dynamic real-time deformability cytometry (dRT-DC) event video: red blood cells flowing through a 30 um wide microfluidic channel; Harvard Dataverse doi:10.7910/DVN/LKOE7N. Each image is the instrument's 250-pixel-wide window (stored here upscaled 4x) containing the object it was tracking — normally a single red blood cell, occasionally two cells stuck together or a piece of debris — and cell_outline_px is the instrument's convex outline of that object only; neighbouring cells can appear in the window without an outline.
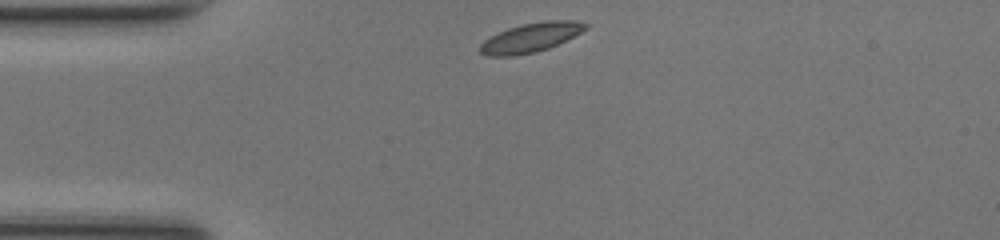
{"species": "common noctule bat (a hibernating species)", "species_latin": "Nyctalus noctula", "temperature_condition": "room temperature", "stored_images_in_passage": 31, "camera_frame_rate_fps": 3000, "um_per_image_px": 0.085, "animal": {"sex": "female", "body_mass_g": 17.0, "forearm_length_mm": 48.0}, "frame": {"image": 1, "passage_image": 1, "time_ms": 0.0, "image_size_px": [1000, 240], "cell_outline_px": [[588, 28], [548, 48], [536, 52], [512, 56], [488, 56], [480, 52], [480, 44], [484, 40], [508, 28], [524, 24], [544, 20], [576, 20], [588, 24]], "centroid_in_image_um": [45.11, 3.19], "position_along_channel_um": 39.9, "area_um2": 17.69}}
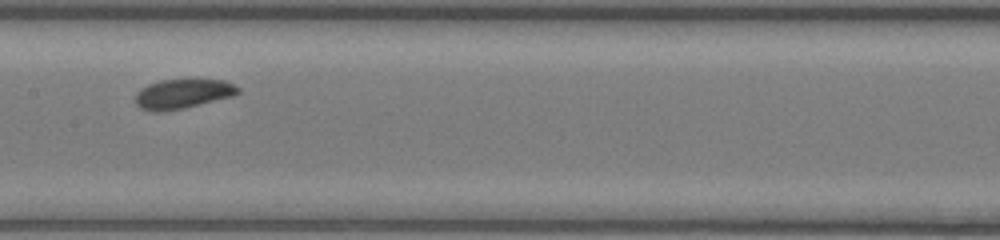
{"frame": {"image": 2, "passage_image": 14, "time_ms": 4.333, "image_size_px": [1000, 240], "cell_outline_px": [[240, 92], [232, 96], [184, 108], [160, 112], [152, 112], [140, 108], [136, 104], [136, 92], [140, 88], [148, 84], [160, 80], [224, 80], [240, 88]], "centroid_in_image_um": [15.49, 7.98], "position_along_channel_um": 191.9, "area_um2": 17.57}}
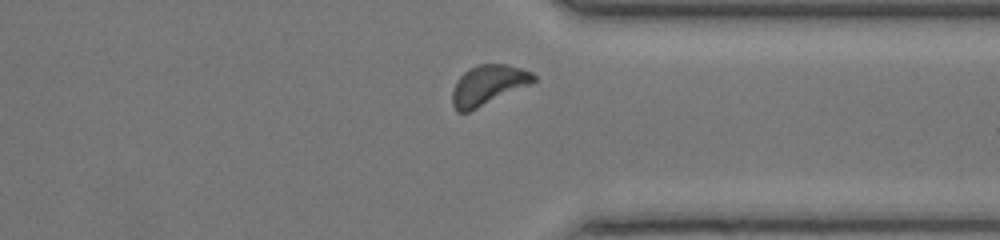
{"frame": {"image": 3, "passage_image": 27, "time_ms": 8.667, "image_size_px": [1000, 240], "cell_outline_px": [[536, 80], [532, 84], [468, 112], [456, 112], [452, 104], [452, 92], [456, 80], [468, 68], [480, 64], [508, 64], [532, 72], [536, 76]], "centroid_in_image_um": [41.49, 7.23], "position_along_channel_um": 369.9, "area_um2": 19.02}, "authors_computed_cell_mechanics": {"area_um2": 17.8024, "velocity_mm_per_s": 4.157, "shape_relaxation_time_tau1_ms": 1.7227, "shape_relaxation_time_tau2_ms": 6.3764, "deformation_change_tau1": 0.0923, "deformation_change_tau2": 0.1368}}